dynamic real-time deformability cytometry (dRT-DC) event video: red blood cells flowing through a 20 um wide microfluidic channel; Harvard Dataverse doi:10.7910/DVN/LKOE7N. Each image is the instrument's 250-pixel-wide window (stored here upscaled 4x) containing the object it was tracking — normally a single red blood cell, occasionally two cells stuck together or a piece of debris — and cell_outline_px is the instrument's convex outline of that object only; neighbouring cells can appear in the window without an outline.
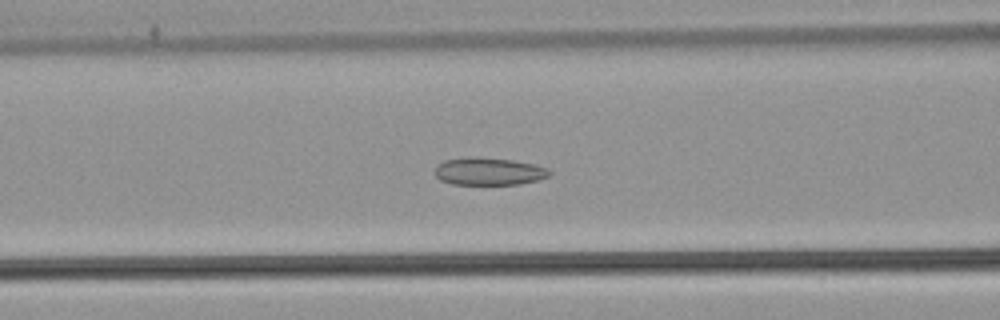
{"species": "common noctule bat (a hibernating species)", "species_latin": "Nyctalus noctula", "temperature_condition": "warm", "stored_images_in_passage": 55, "camera_frame_rate_fps": 3000, "um_per_image_px": 0.085, "animal": {"sex": "male", "body_mass_g": 21.5, "forearm_length_mm": 52.0}, "frame": {"image": 1, "passage_image": 24, "time_ms": 7.667, "image_size_px": [1000, 320], "cell_outline_px": [[552, 176], [540, 180], [520, 184], [452, 184], [440, 180], [432, 172], [436, 164], [444, 160], [512, 160], [536, 164], [548, 168], [552, 172]], "centroid_in_image_um": [41.62, 14.62], "position_along_channel_um": 125.0, "area_um2": 17.86}}
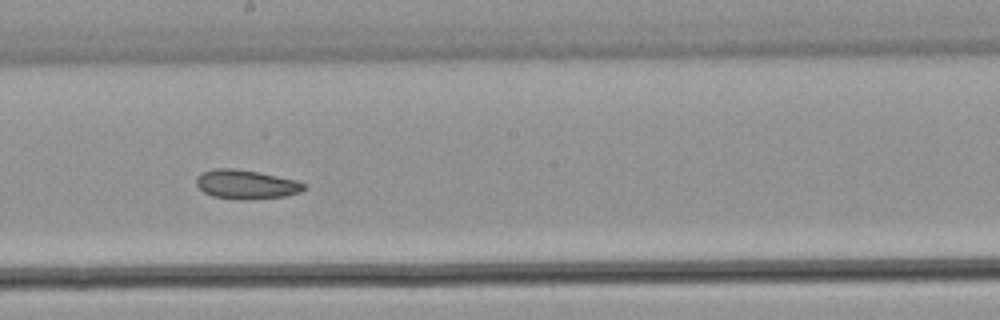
{"frame": {"image": 2, "passage_image": 32, "time_ms": 10.333, "image_size_px": [1000, 320], "cell_outline_px": [[308, 188], [300, 192], [284, 196], [252, 200], [240, 200], [212, 196], [204, 192], [196, 184], [196, 176], [200, 172], [216, 168], [232, 168], [256, 172], [296, 180], [308, 184]], "centroid_in_image_um": [20.93, 15.68], "position_along_channel_um": 227.3, "area_um2": 18.44}}
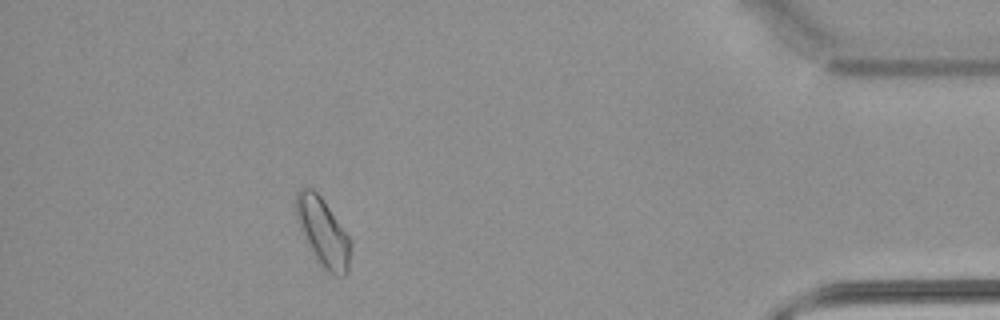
{"frame": {"image": 3, "passage_image": 50, "time_ms": 16.333, "image_size_px": [1000, 320], "cell_outline_px": [[352, 244], [348, 272], [344, 276], [336, 276], [328, 272], [316, 260], [300, 228], [296, 216], [296, 192], [300, 188], [312, 188], [320, 196], [352, 240]], "centroid_in_image_um": [27.48, 19.77], "position_along_channel_um": 407.7, "area_um2": 21.56}, "authors_computed_cell_mechanics": {"area_um2": 20.0566, "velocity_mm_per_s": 3.8349, "shape_relaxation_time_tau1_ms": null, "shape_relaxation_time_tau2_ms": 3.9411, "deformation_change_tau1": null, "deformation_change_tau2": 0.0904}}